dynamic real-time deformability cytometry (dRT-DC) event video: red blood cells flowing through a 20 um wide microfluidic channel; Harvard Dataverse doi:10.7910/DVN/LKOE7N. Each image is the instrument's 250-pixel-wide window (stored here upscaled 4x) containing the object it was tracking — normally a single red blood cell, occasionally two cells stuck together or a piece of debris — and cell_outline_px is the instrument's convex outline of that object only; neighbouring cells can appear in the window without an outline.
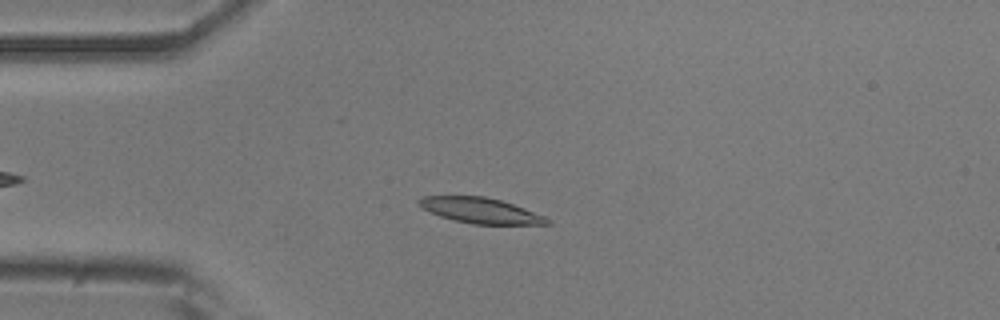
{"species": "common noctule bat (a hibernating species)", "species_latin": "Nyctalus noctula", "temperature_condition": "room temperature", "stored_images_in_passage": 39, "camera_frame_rate_fps": 3000, "um_per_image_px": 0.085, "animal": {"sex": "male", "body_mass_g": 20.5, "forearm_length_mm": 52.5}, "frame": {"image": 1, "passage_image": 12, "time_ms": 3.667, "image_size_px": [1000, 320], "cell_outline_px": [[552, 224], [472, 224], [440, 216], [428, 212], [416, 204], [416, 200], [424, 196], [484, 196], [500, 200], [524, 208], [544, 216], [552, 220]], "centroid_in_image_um": [40.81, 17.89], "position_along_channel_um": 44.2, "area_um2": 19.02}}
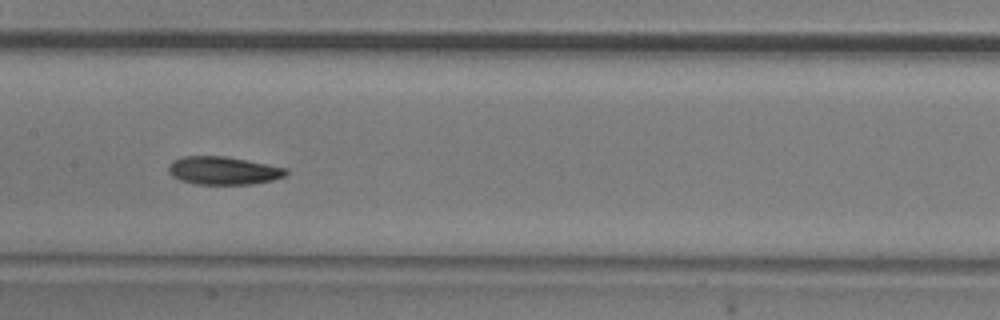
{"frame": {"image": 2, "passage_image": 25, "time_ms": 8.0, "image_size_px": [1000, 320], "cell_outline_px": [[288, 172], [284, 176], [272, 180], [252, 184], [196, 184], [180, 180], [172, 176], [168, 172], [168, 164], [172, 160], [184, 156], [224, 156], [288, 168]], "centroid_in_image_um": [18.95, 14.5], "position_along_channel_um": 188.5, "area_um2": 19.19}}
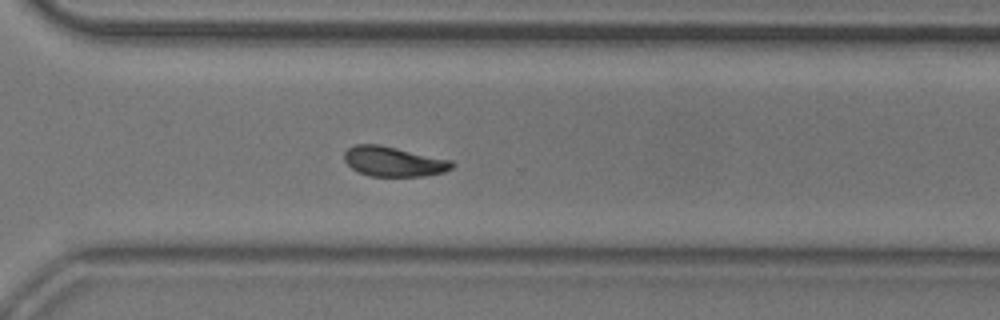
{"frame": {"image": 3, "passage_image": 37, "time_ms": 12.0, "image_size_px": [1000, 320], "cell_outline_px": [[456, 164], [452, 168], [444, 172], [424, 176], [368, 176], [352, 168], [344, 160], [344, 152], [348, 148], [356, 144], [380, 144], [452, 160]], "centroid_in_image_um": [33.47, 13.72], "position_along_channel_um": 337.1, "area_um2": 18.84}}